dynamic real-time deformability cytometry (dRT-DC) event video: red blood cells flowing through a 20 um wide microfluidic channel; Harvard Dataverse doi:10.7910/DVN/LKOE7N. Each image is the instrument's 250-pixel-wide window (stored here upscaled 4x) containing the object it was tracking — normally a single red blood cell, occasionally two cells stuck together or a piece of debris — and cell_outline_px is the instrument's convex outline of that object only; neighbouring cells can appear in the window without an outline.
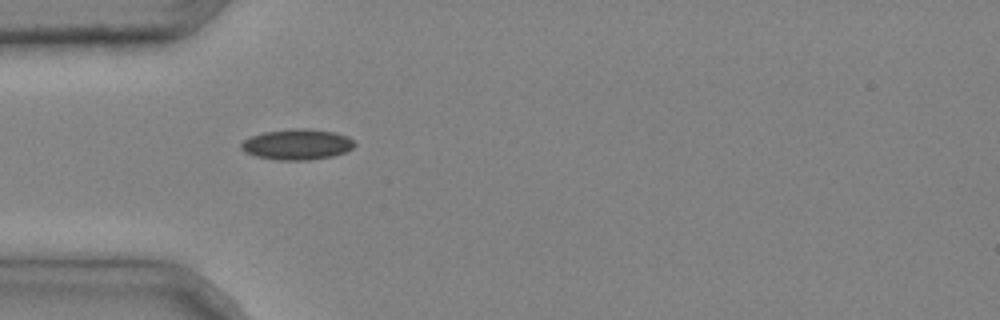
{"species": "common noctule bat (a hibernating species)", "species_latin": "Nyctalus noctula", "temperature_condition": "cold", "stored_images_in_passage": 2, "camera_frame_rate_fps": 3000, "um_per_image_px": 0.085, "animal": {"sex": "male", "body_mass_g": 20.4}, "frame": {"image": 1, "passage_image": 1, "time_ms": 0.0, "image_size_px": [1000, 320], "cell_outline_px": [[356, 144], [352, 148], [344, 152], [332, 156], [308, 160], [280, 160], [256, 156], [244, 152], [240, 148], [240, 144], [244, 140], [252, 136], [264, 132], [296, 128], [308, 128], [336, 132], [348, 136]], "centroid_in_image_um": [25.26, 12.27], "position_along_channel_um": 59.7, "area_um2": 20.23}}